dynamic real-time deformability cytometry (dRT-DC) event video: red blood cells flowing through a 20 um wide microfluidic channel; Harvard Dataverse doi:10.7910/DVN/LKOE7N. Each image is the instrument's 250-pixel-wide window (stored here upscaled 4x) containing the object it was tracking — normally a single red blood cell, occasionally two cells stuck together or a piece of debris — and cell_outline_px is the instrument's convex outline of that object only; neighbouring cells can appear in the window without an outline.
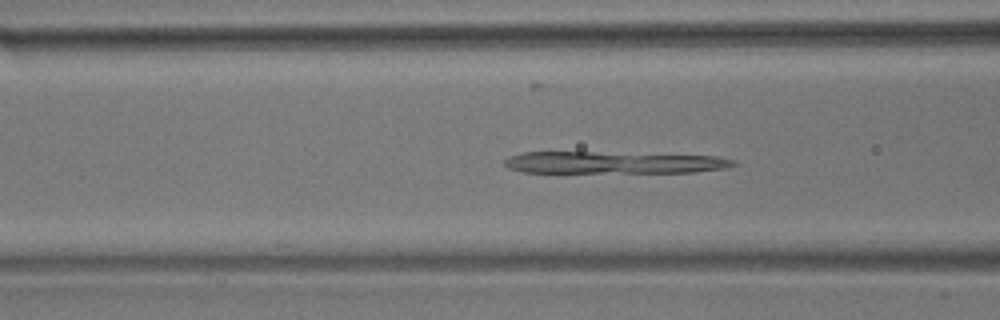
{"species": "common noctule bat (a hibernating species)", "species_latin": "Nyctalus noctula", "temperature_condition": "room temperature", "stored_images_in_passage": 54, "camera_frame_rate_fps": 3000, "um_per_image_px": 0.085, "animal": {"sex": "male", "body_mass_g": 17.9}, "frame": {"image": 1, "passage_image": 20, "time_ms": 6.333, "image_size_px": [1000, 320], "cell_outline_px": [[736, 164], [728, 168], [696, 172], [520, 172], [508, 168], [504, 164], [504, 160], [508, 156], [524, 152], [592, 152], [716, 156], [736, 160]], "centroid_in_image_um": [52.14, 13.82], "position_along_channel_um": 114.5, "area_um2": 29.3}}
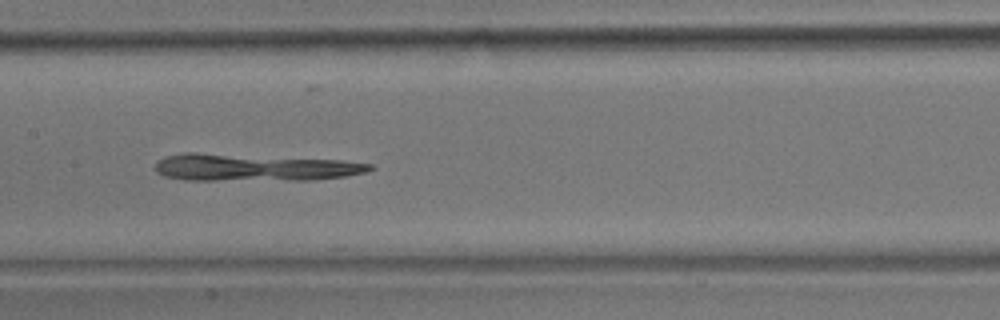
{"frame": {"image": 2, "passage_image": 26, "time_ms": 8.333, "image_size_px": [1000, 320], "cell_outline_px": [[376, 168], [364, 172], [344, 176], [312, 180], [184, 180], [164, 176], [156, 172], [156, 164], [164, 156], [184, 152], [196, 152], [340, 160], [372, 164]], "centroid_in_image_um": [21.56, 14.23], "position_along_channel_um": 185.8, "area_um2": 34.04}}
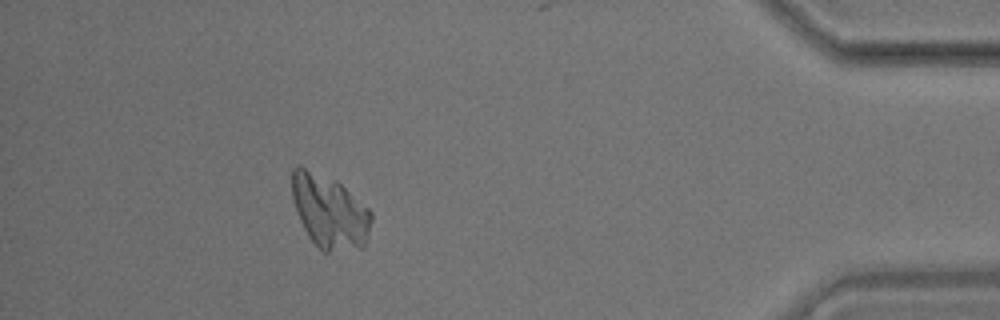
{"frame": {"image": 3, "passage_image": 49, "time_ms": 16.0, "image_size_px": [1000, 320], "cell_outline_px": [[372, 220], [368, 236], [364, 248], [328, 252], [324, 252], [308, 236], [300, 220], [292, 200], [292, 168], [300, 164], [336, 180], [368, 208], [372, 212]], "centroid_in_image_um": [28.0, 17.97], "position_along_channel_um": 407.2, "area_um2": 34.16}}